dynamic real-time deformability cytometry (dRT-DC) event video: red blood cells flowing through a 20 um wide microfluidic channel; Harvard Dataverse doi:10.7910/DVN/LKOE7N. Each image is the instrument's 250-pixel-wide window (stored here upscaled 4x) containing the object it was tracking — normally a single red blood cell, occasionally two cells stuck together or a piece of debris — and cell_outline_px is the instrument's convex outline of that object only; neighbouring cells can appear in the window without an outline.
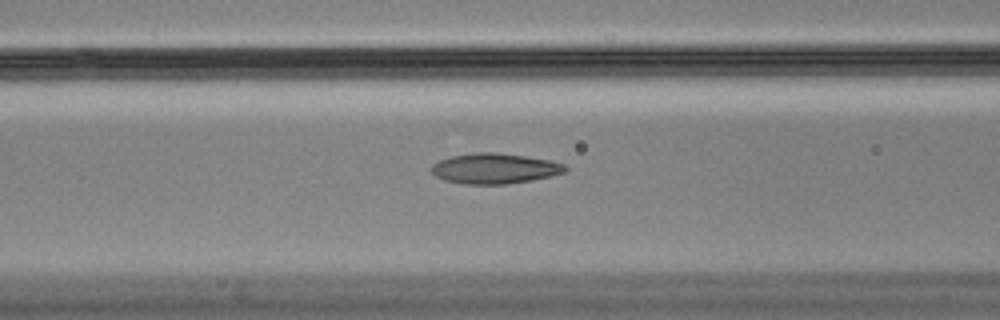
{"species": "Egyptian fruit bat (a non-hibernating species)", "species_latin": "Rousettus aegyptiacus", "temperature_condition": "cold", "stored_images_in_passage": 40, "camera_frame_rate_fps": 3000, "um_per_image_px": 0.085, "animal": {"sex": "male"}, "frame": {"image": 1, "passage_image": 17, "time_ms": 5.333, "image_size_px": [1000, 320], "cell_outline_px": [[568, 168], [564, 172], [532, 180], [508, 184], [464, 184], [444, 180], [436, 176], [432, 172], [432, 164], [440, 160], [452, 156], [476, 152], [496, 152], [524, 156], [548, 160], [564, 164]], "centroid_in_image_um": [42.02, 14.32], "position_along_channel_um": 124.6, "area_um2": 23.47}}
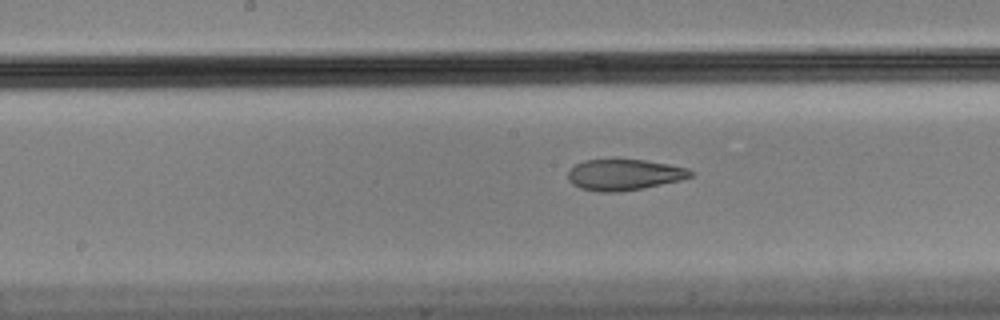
{"frame": {"image": 2, "passage_image": 23, "time_ms": 7.333, "image_size_px": [1000, 320], "cell_outline_px": [[696, 172], [692, 176], [680, 180], [640, 188], [616, 192], [600, 192], [580, 188], [572, 184], [568, 180], [568, 172], [576, 164], [584, 160], [644, 160], [668, 164], [688, 168]], "centroid_in_image_um": [53.06, 14.85], "position_along_channel_um": 195.1, "area_um2": 21.91}}
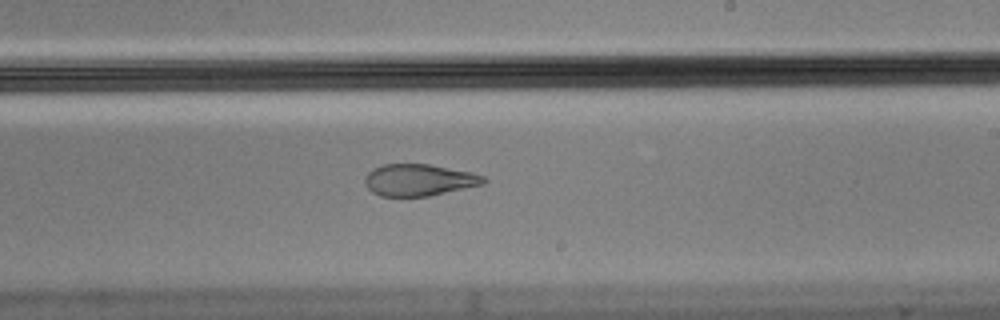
{"frame": {"image": 3, "passage_image": 28, "time_ms": 9.0, "image_size_px": [1000, 320], "cell_outline_px": [[488, 180], [484, 184], [428, 196], [380, 196], [372, 192], [368, 188], [364, 180], [364, 176], [372, 168], [384, 164], [428, 164], [472, 172], [484, 176]], "centroid_in_image_um": [35.6, 15.29], "position_along_channel_um": 253.4, "area_um2": 22.02}}